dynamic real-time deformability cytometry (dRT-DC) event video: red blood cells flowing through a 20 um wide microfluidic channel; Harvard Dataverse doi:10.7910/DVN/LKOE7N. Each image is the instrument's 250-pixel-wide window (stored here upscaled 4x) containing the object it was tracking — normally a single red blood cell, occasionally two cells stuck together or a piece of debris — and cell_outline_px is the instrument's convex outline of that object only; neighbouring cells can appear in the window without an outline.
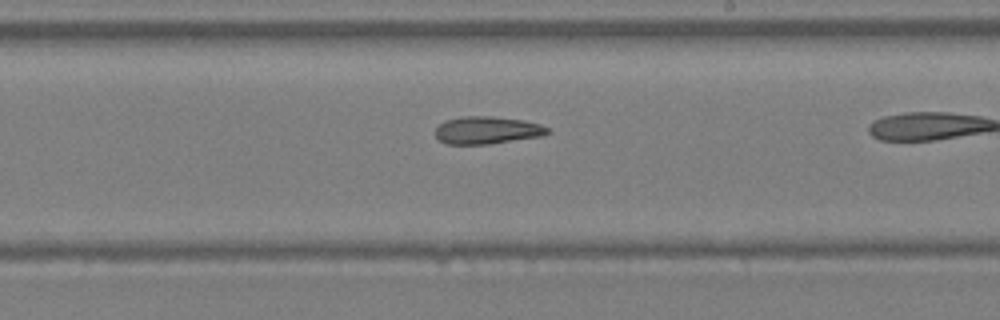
{"species": "Egyptian fruit bat (a non-hibernating species)", "species_latin": "Rousettus aegyptiacus", "temperature_condition": "warm", "stored_images_in_passage": 25, "camera_frame_rate_fps": 3000, "um_per_image_px": 0.085, "animal": {"sex": "female"}, "frame": {"image": 1, "passage_image": 22, "time_ms": 7.0, "image_size_px": [1000, 320], "cell_outline_px": [[548, 132], [544, 136], [488, 144], [448, 144], [440, 140], [436, 136], [436, 128], [444, 120], [460, 116], [492, 116], [524, 120], [540, 124], [548, 128]], "centroid_in_image_um": [41.4, 11.06], "position_along_channel_um": 247.6, "area_um2": 18.03}}